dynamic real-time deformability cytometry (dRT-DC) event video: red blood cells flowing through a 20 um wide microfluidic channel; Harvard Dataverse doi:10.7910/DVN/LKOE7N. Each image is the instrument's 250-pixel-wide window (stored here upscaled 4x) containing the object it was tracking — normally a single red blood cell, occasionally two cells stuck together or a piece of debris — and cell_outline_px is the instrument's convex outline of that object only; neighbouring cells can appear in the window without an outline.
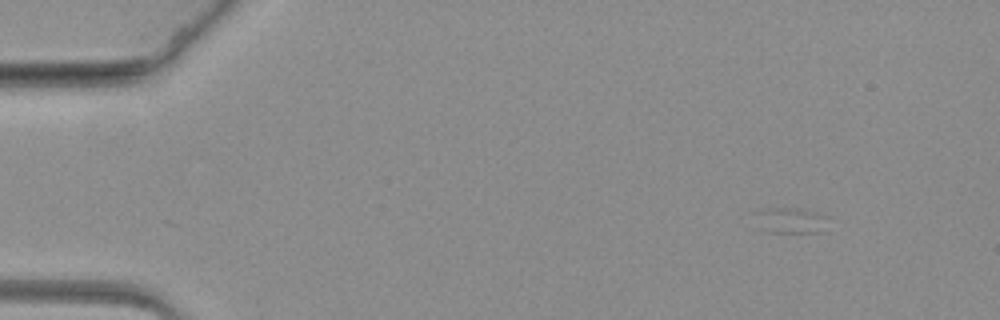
{"species": "common noctule bat (a hibernating species)", "species_latin": "Nyctalus noctula", "temperature_condition": "warm", "stored_images_in_passage": 53, "camera_frame_rate_fps": 3000, "um_per_image_px": 0.085, "animal": {"sex": "female", "body_mass_g": 19.3, "forearm_length_mm": 54.1}, "frame": {"image": 1, "passage_image": 8, "time_ms": 2.333, "image_size_px": [1000, 320], "cell_outline_px": [[820, 232], [764, 232], [752, 228], [760, 212], [772, 208], [796, 208], [816, 212], [820, 216]], "centroid_in_image_um": [66.96, 18.77], "position_along_channel_um": 18.0, "area_um2": 10.29}}
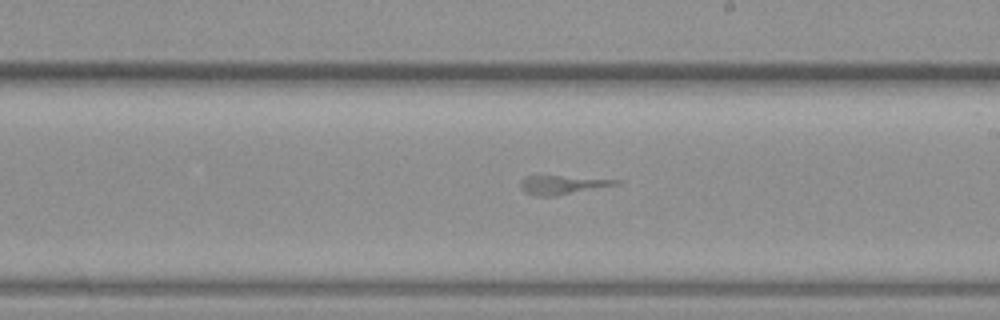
{"frame": {"image": 2, "passage_image": 38, "time_ms": 12.333, "image_size_px": [1000, 320], "cell_outline_px": [[620, 184], [556, 196], [536, 196], [524, 192], [520, 188], [520, 180], [524, 176], [560, 176], [620, 180]], "centroid_in_image_um": [47.74, 15.72], "position_along_channel_um": 241.3, "area_um2": 10.4}}
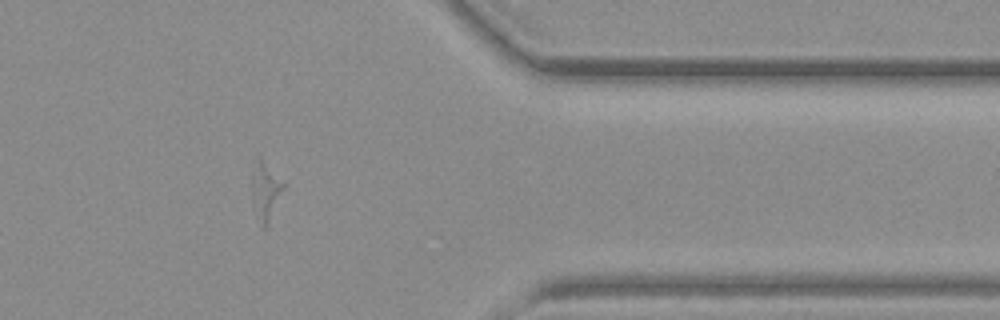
{"frame": {"image": 3, "passage_image": 53, "time_ms": 17.333, "image_size_px": [1000, 320], "cell_outline_px": [[284, 188], [268, 224], [264, 228], [252, 200], [252, 176], [256, 152], [260, 156], [284, 184]], "centroid_in_image_um": [22.55, 16.13], "position_along_channel_um": 388.9, "area_um2": 10.23}}